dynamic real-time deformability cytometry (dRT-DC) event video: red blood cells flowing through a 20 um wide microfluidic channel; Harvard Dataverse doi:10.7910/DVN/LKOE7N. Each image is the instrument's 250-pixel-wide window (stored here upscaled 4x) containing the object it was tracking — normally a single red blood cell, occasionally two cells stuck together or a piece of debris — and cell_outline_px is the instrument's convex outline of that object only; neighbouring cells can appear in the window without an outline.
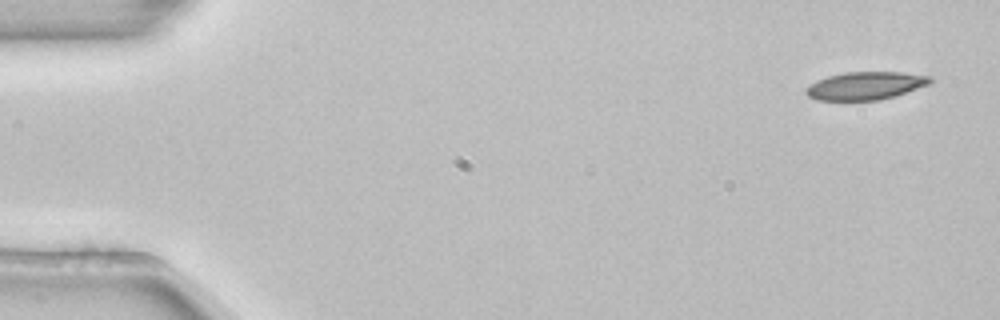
{"species": "common noctule bat (a hibernating species)", "species_latin": "Nyctalus noctula", "temperature_condition": "room temperature", "stored_images_in_passage": 4, "camera_frame_rate_fps": 3000, "um_per_image_px": 0.085, "animal": {"sex": "female", "body_mass_g": 22.7, "forearm_length_mm": 54.2}, "frame": {"image": 1, "passage_image": 1, "time_ms": 0.0, "image_size_px": [1000, 320], "cell_outline_px": [[932, 80], [928, 84], [880, 100], [816, 100], [808, 96], [804, 92], [804, 88], [816, 80], [828, 76], [848, 72], [904, 72], [932, 76]], "centroid_in_image_um": [73.51, 7.28], "position_along_channel_um": 11.5, "area_um2": 20.06}}
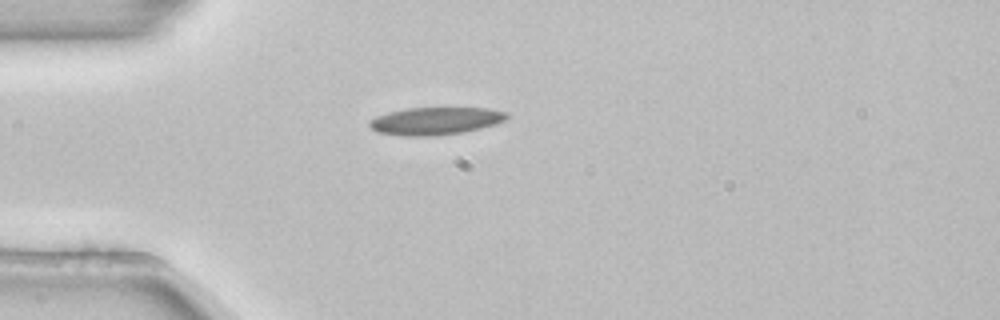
{"frame": {"image": 2, "passage_image": 4, "time_ms": 1.0, "image_size_px": [1000, 320], "cell_outline_px": [[508, 116], [504, 120], [496, 124], [480, 128], [460, 132], [432, 136], [404, 136], [376, 132], [368, 124], [368, 120], [376, 116], [388, 112], [408, 108], [488, 108], [508, 112]], "centroid_in_image_um": [36.98, 10.28], "position_along_channel_um": 48.0, "area_um2": 22.02}}